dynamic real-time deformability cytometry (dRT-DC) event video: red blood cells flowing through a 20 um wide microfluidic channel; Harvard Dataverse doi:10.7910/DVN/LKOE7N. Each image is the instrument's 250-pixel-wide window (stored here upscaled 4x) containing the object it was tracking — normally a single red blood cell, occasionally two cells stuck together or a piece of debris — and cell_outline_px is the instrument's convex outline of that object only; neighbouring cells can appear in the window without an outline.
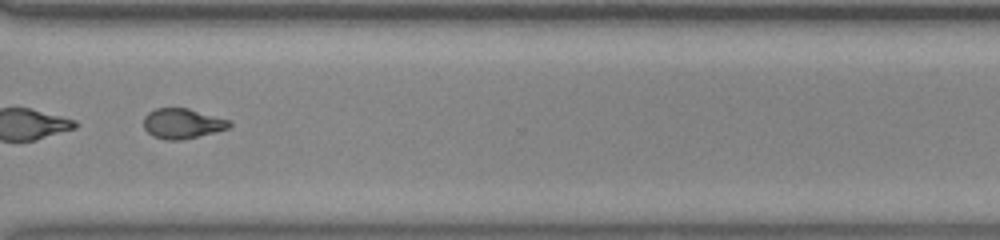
{"species": "common noctule bat (a hibernating species)", "species_latin": "Nyctalus noctula", "temperature_condition": "room temperature", "stored_images_in_passage": 51, "camera_frame_rate_fps": 3000, "um_per_image_px": 0.085, "animal": {"sex": "male", "body_mass_g": 20.0, "forearm_length_mm": 53.3}, "frame": {"image": 1, "passage_image": 44, "time_ms": 14.333, "image_size_px": [1000, 240], "cell_outline_px": [[232, 124], [228, 128], [216, 132], [180, 140], [164, 140], [152, 136], [144, 128], [144, 116], [148, 112], [156, 108], [188, 108], [232, 120]], "centroid_in_image_um": [15.51, 10.49], "position_along_channel_um": 355.1, "area_um2": 15.2}}